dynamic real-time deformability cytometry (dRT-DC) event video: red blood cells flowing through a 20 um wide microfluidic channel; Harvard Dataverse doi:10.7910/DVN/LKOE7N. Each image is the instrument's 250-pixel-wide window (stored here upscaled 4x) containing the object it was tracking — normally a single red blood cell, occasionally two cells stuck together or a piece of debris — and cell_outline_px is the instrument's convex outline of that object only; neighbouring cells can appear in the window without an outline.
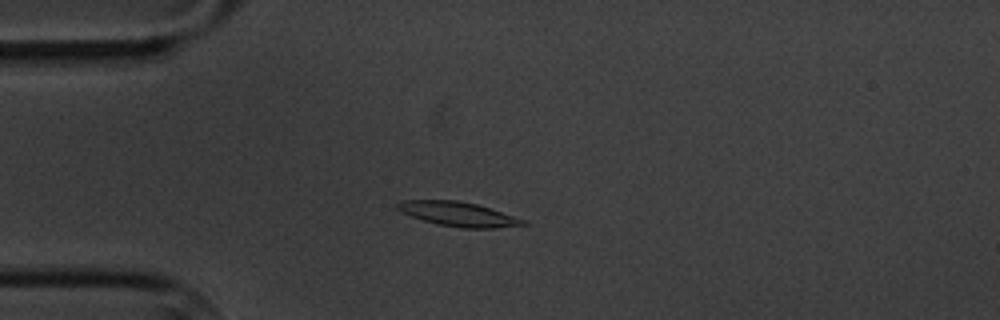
{"species": "common noctule bat (a hibernating species)", "species_latin": "Nyctalus noctula", "temperature_condition": "cold", "stored_images_in_passage": 5, "camera_frame_rate_fps": 3000, "um_per_image_px": 0.085, "animal": {"sex": "male", "body_mass_g": 20.1, "forearm_length_mm": 53.5}, "frame": {"image": 1, "passage_image": 3, "time_ms": 3.333, "image_size_px": [1000, 320], "cell_outline_px": [[528, 224], [492, 228], [464, 228], [436, 224], [400, 212], [396, 208], [396, 204], [400, 200], [456, 200], [476, 204], [524, 220]], "centroid_in_image_um": [38.86, 18.19], "position_along_channel_um": 46.1, "area_um2": 17.51}}
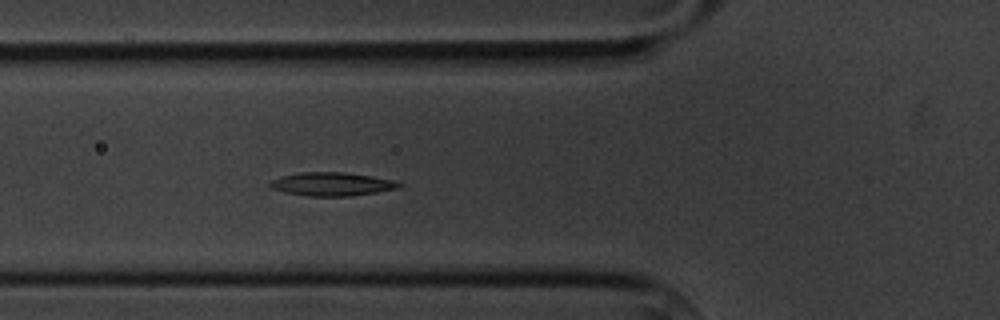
{"frame": {"image": 2, "passage_image": 5, "time_ms": 5.333, "image_size_px": [1000, 320], "cell_outline_px": [[404, 184], [400, 188], [352, 196], [308, 196], [284, 192], [272, 188], [268, 184], [272, 180], [280, 176], [300, 172], [344, 172], [372, 176], [392, 180]], "centroid_in_image_um": [28.21, 15.64], "position_along_channel_um": 97.6, "area_um2": 17.69}}